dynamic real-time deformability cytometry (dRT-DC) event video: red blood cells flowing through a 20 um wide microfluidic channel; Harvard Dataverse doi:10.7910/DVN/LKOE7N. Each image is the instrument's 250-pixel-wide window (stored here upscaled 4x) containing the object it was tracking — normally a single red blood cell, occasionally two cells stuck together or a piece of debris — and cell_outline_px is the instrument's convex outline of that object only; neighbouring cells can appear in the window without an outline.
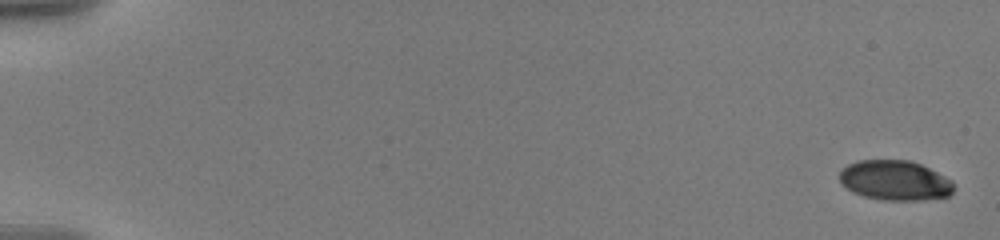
{"species": "human", "species_latin": "Homo sapiens", "temperature_condition": "warm", "stored_images_in_passage": 31, "camera_frame_rate_fps": 3000, "um_per_image_px": 0.085, "donor": {"sex": "male"}, "frame": {"image": 1, "passage_image": 1, "time_ms": 0.0, "image_size_px": [1000, 240], "cell_outline_px": [[952, 192], [948, 196], [924, 200], [884, 200], [864, 196], [852, 192], [840, 184], [840, 172], [848, 164], [856, 160], [908, 160], [920, 164], [952, 180]], "centroid_in_image_um": [76.03, 15.34], "position_along_channel_um": 9.0, "area_um2": 26.47}}
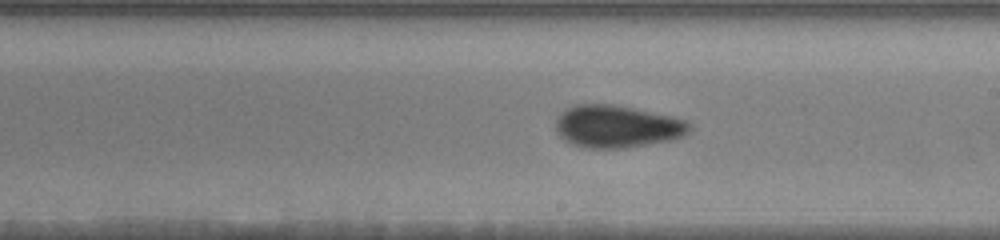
{"frame": {"image": 2, "passage_image": 18, "time_ms": 11.333, "image_size_px": [1000, 240], "cell_outline_px": [[692, 132], [684, 136], [672, 140], [624, 148], [588, 148], [572, 144], [560, 136], [556, 132], [556, 120], [560, 112], [576, 104], [612, 104], [672, 116], [684, 120], [692, 124]], "centroid_in_image_um": [52.48, 10.75], "position_along_channel_um": 236.5, "area_um2": 33.18}}
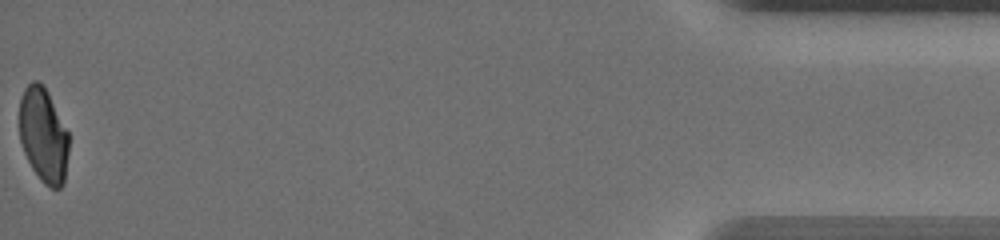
{"frame": {"image": 3, "passage_image": 31, "time_ms": 19.0, "image_size_px": [1000, 240], "cell_outline_px": [[68, 152], [64, 184], [60, 188], [52, 188], [44, 184], [40, 180], [32, 168], [24, 152], [20, 140], [20, 100], [24, 88], [32, 80], [36, 80], [44, 84], [68, 132]], "centroid_in_image_um": [3.69, 11.49], "position_along_channel_um": 431.5, "area_um2": 27.28}, "authors_computed_cell_mechanics": {"area_um2": 30.9808, "velocity_mm_per_s": 3.5911, "shape_relaxation_time_tau1_ms": 5.5245, "shape_relaxation_time_tau2_ms": 1.1188, "deformation_change_tau1": 0.1471, "deformation_change_tau2": 0.0399}}